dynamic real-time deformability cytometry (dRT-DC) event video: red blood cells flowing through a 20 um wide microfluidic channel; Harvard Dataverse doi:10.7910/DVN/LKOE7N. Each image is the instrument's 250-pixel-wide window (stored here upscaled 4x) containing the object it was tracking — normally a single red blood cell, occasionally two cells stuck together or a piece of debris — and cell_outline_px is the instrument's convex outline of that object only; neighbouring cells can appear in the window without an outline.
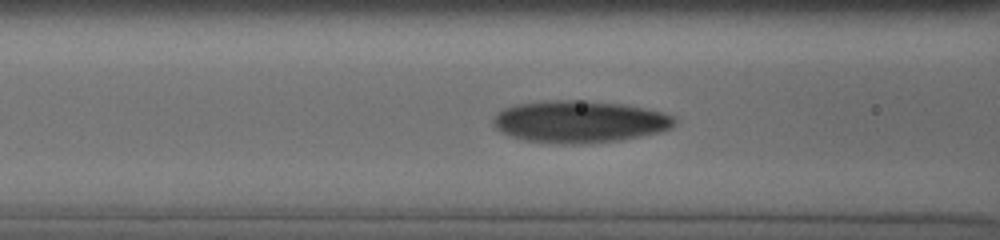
{"species": "human", "species_latin": "Homo sapiens", "temperature_condition": "cold", "stored_images_in_passage": 37, "camera_frame_rate_fps": 3000, "um_per_image_px": 0.085, "donor": {"sex": "male"}, "frame": {"image": 1, "passage_image": 24, "time_ms": 3.667, "image_size_px": [1000, 240], "cell_outline_px": [[676, 124], [672, 128], [660, 132], [620, 140], [584, 144], [556, 144], [524, 140], [512, 136], [496, 128], [492, 124], [492, 120], [496, 112], [504, 108], [516, 104], [540, 100], [584, 100], [624, 104], [664, 112], [672, 116], [676, 120]], "centroid_in_image_um": [49.25, 10.33], "position_along_channel_um": 117.4, "area_um2": 44.91}}
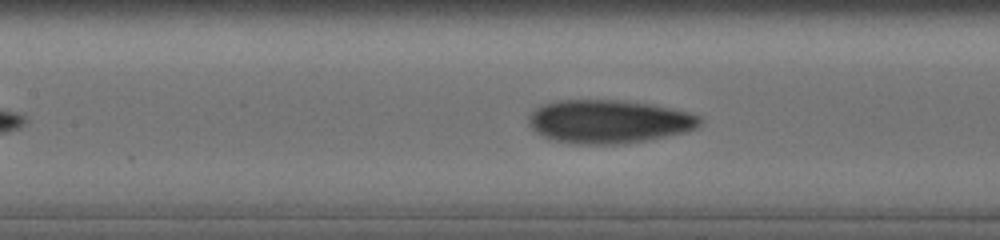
{"frame": {"image": 2, "passage_image": 31, "time_ms": 4.667, "image_size_px": [1000, 240], "cell_outline_px": [[700, 124], [696, 128], [688, 132], [644, 140], [620, 144], [576, 144], [552, 140], [536, 132], [528, 124], [528, 116], [540, 104], [552, 100], [624, 100], [652, 104], [672, 108], [688, 112], [700, 116]], "centroid_in_image_um": [51.72, 10.32], "position_along_channel_um": 155.7, "area_um2": 43.58}}